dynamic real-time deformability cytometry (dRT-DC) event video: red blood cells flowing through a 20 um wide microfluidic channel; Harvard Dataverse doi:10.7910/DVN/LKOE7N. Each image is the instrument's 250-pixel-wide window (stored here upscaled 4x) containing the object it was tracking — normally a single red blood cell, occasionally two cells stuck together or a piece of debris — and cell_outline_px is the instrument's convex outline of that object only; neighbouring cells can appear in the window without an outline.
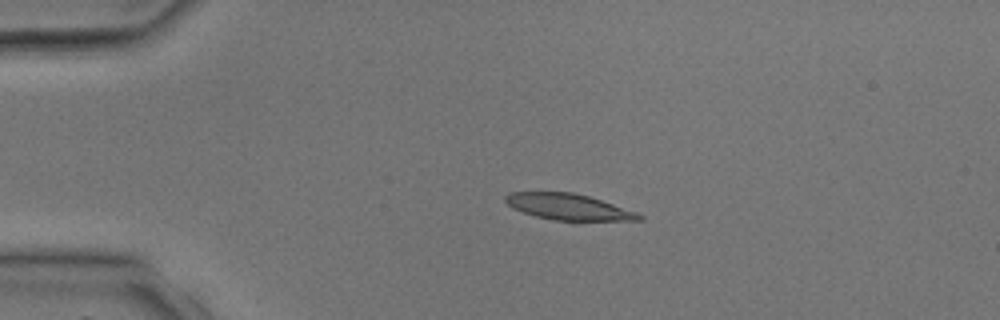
{"species": "common noctule bat (a hibernating species)", "species_latin": "Nyctalus noctula", "temperature_condition": "room temperature", "stored_images_in_passage": 4, "camera_frame_rate_fps": 3000, "um_per_image_px": 0.085, "animal": {"sex": "male", "body_mass_g": 17.9, "forearm_length_mm": 54.2}, "frame": {"image": 1, "passage_image": 2, "time_ms": 1.333, "image_size_px": [1000, 320], "cell_outline_px": [[644, 220], [552, 220], [536, 216], [512, 208], [504, 200], [504, 196], [508, 192], [572, 192], [588, 196], [636, 212], [644, 216]], "centroid_in_image_um": [48.28, 17.57], "position_along_channel_um": 36.7, "area_um2": 20.06}}